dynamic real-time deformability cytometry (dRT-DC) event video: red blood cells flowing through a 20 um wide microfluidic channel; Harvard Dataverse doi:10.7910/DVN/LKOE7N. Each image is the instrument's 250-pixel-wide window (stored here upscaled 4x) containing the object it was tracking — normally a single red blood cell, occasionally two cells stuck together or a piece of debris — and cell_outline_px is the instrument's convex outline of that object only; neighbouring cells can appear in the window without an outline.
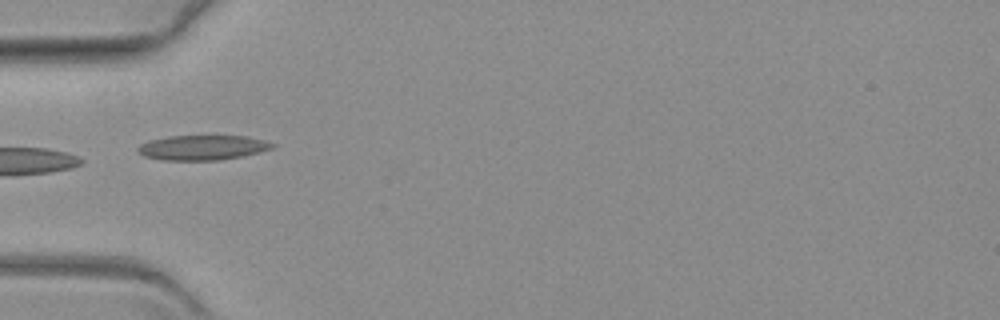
{"species": "common noctule bat (a hibernating species)", "species_latin": "Nyctalus noctula", "temperature_condition": "warm", "stored_images_in_passage": 28, "camera_frame_rate_fps": 3000, "um_per_image_px": 0.085, "animal": {"sex": "female", "body_mass_g": 19.3, "forearm_length_mm": 54.1}, "frame": {"image": 1, "passage_image": 1, "time_ms": 0.0, "image_size_px": [1000, 320], "cell_outline_px": [[276, 144], [272, 148], [260, 152], [244, 156], [220, 160], [164, 160], [144, 156], [136, 152], [136, 148], [140, 144], [148, 140], [168, 136], [248, 136], [264, 140]], "centroid_in_image_um": [17.19, 12.54], "position_along_channel_um": 67.8, "area_um2": 19.65}}